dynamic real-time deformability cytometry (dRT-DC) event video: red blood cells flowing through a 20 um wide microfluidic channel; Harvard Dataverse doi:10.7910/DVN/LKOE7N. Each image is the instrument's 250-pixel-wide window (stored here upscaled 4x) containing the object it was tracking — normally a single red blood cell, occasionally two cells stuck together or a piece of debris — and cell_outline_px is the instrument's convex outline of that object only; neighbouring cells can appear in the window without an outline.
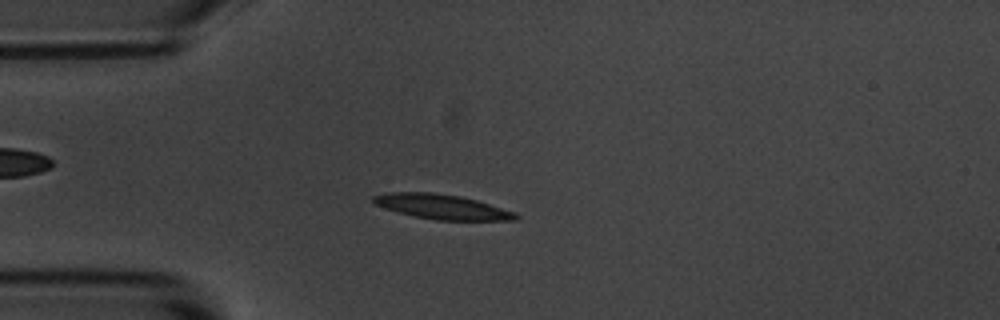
{"species": "common noctule bat (a hibernating species)", "species_latin": "Nyctalus noctula", "temperature_condition": "room temperature", "stored_images_in_passage": 54, "camera_frame_rate_fps": 3000, "um_per_image_px": 0.085, "animal": {"sex": "male", "body_mass_g": 20.1, "forearm_length_mm": 53.5}, "frame": {"image": 1, "passage_image": 13, "time_ms": 4.0, "image_size_px": [1000, 320], "cell_outline_px": [[520, 216], [516, 220], [436, 220], [396, 212], [384, 208], [376, 204], [372, 200], [372, 196], [388, 192], [436, 192], [460, 196], [476, 200], [516, 212]], "centroid_in_image_um": [37.56, 17.57], "position_along_channel_um": 47.4, "area_um2": 20.58}}
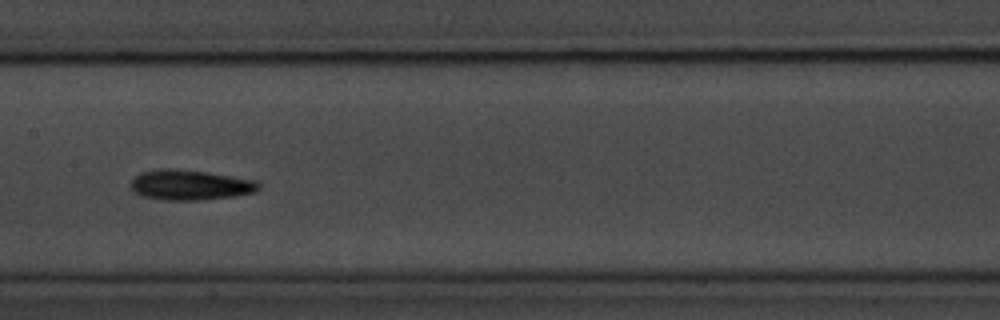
{"frame": {"image": 2, "passage_image": 26, "time_ms": 8.333, "image_size_px": [1000, 320], "cell_outline_px": [[260, 188], [256, 192], [236, 196], [200, 200], [160, 200], [144, 196], [136, 192], [128, 184], [140, 172], [160, 168], [208, 172], [260, 180]], "centroid_in_image_um": [16.22, 15.72], "position_along_channel_um": 191.2, "area_um2": 22.72}}
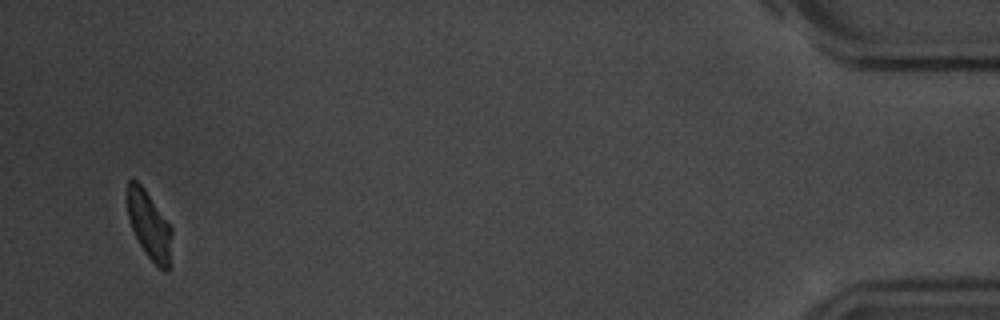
{"frame": {"image": 3, "passage_image": 52, "time_ms": 17.0, "image_size_px": [1000, 320], "cell_outline_px": [[172, 232], [168, 272], [164, 272], [144, 252], [132, 228], [128, 216], [128, 180], [132, 176], [144, 188], [172, 228]], "centroid_in_image_um": [12.69, 19.14], "position_along_channel_um": 422.5, "area_um2": 17.22}, "authors_computed_cell_mechanics": {"area_um2": 20.0566, "velocity_mm_per_s": 3.6153, "shape_relaxation_time_tau1_ms": 2.8465, "shape_relaxation_time_tau2_ms": 5.0677, "deformation_change_tau1": 0.1316, "deformation_change_tau2": 0.1352}}